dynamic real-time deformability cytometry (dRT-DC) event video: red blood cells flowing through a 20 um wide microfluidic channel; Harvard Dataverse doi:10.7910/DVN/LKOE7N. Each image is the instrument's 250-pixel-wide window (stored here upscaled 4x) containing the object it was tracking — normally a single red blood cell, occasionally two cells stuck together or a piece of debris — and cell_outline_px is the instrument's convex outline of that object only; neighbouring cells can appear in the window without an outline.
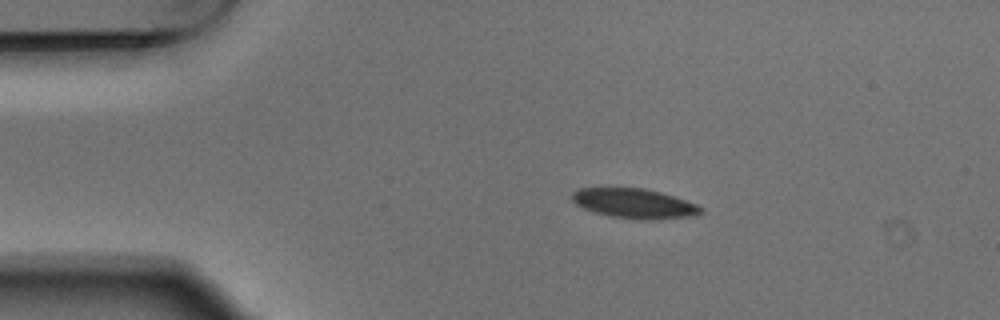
{"species": "Egyptian fruit bat (a non-hibernating species)", "species_latin": "Rousettus aegyptiacus", "temperature_condition": "warm", "stored_images_in_passage": 5, "camera_frame_rate_fps": 3000, "um_per_image_px": 0.085, "animal": {"sex": "male"}, "frame": {"image": 1, "passage_image": 1, "time_ms": 0.0, "image_size_px": [1000, 320], "cell_outline_px": [[704, 212], [688, 216], [652, 220], [640, 220], [612, 216], [592, 212], [576, 204], [572, 200], [572, 192], [580, 188], [644, 188], [660, 192], [696, 204], [704, 208]], "centroid_in_image_um": [53.9, 17.3], "position_along_channel_um": 31.1, "area_um2": 22.14}}
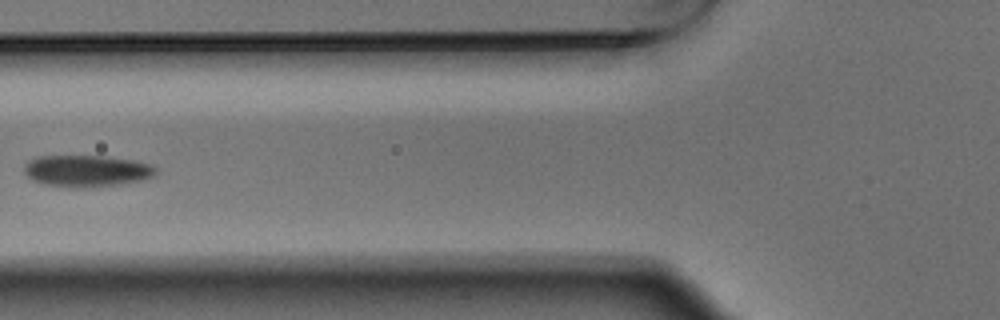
{"frame": {"image": 2, "passage_image": 4, "time_ms": 1.0, "image_size_px": [1000, 320], "cell_outline_px": [[156, 172], [152, 176], [140, 180], [120, 184], [80, 188], [72, 188], [44, 184], [32, 180], [24, 172], [24, 164], [28, 160], [36, 156], [100, 156], [132, 160], [152, 164], [156, 168]], "centroid_in_image_um": [7.32, 14.53], "position_along_channel_um": 118.5, "area_um2": 24.28}}
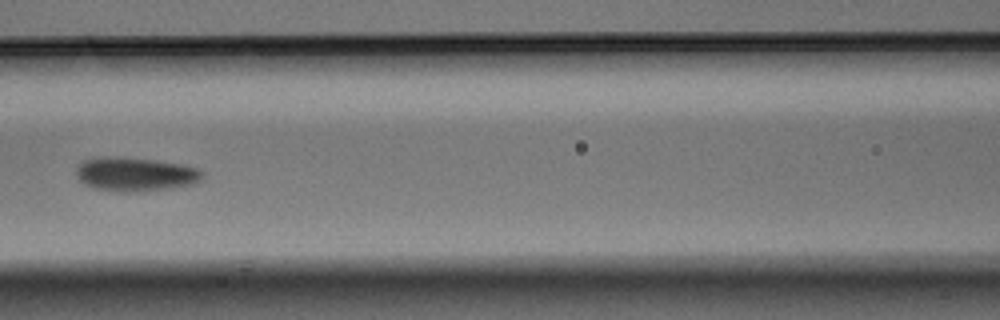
{"frame": {"image": 3, "passage_image": 5, "time_ms": 1.333, "image_size_px": [1000, 320], "cell_outline_px": [[204, 176], [196, 184], [172, 188], [132, 192], [120, 192], [92, 188], [84, 184], [76, 176], [76, 164], [84, 160], [112, 156], [116, 156], [152, 160], [180, 164], [196, 168], [204, 172]], "centroid_in_image_um": [11.48, 14.82], "position_along_channel_um": 155.1, "area_um2": 25.09}}